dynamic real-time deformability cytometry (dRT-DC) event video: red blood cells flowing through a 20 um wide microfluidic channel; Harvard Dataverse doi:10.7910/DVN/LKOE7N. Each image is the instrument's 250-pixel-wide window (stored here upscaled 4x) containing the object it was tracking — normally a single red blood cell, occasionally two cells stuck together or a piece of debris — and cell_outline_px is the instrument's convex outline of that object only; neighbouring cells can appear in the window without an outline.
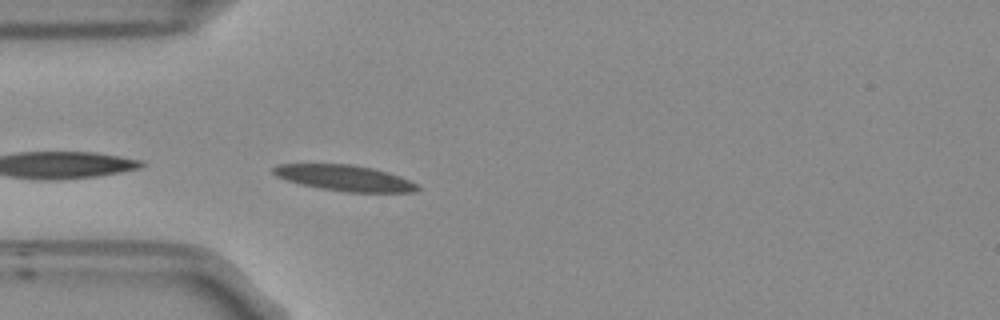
{"species": "Egyptian fruit bat (a non-hibernating species)", "species_latin": "Rousettus aegyptiacus", "temperature_condition": "room temperature", "stored_images_in_passage": 28, "camera_frame_rate_fps": 3000, "um_per_image_px": 0.085, "frame": {"image": 1, "passage_image": 1, "time_ms": 0.0, "image_size_px": [1000, 320], "cell_outline_px": [[420, 188], [412, 192], [348, 192], [320, 188], [300, 184], [276, 176], [272, 172], [272, 168], [280, 164], [352, 164], [372, 168], [388, 172], [400, 176], [416, 184]], "centroid_in_image_um": [29.28, 15.12], "position_along_channel_um": 55.7, "area_um2": 21.5}, "authors_computed_cell_mechanics": {"area_um2": 21.2704, "velocity_mm_per_s": 3.6943, "shape_relaxation_time_tau1_ms": 7.7275, "shape_relaxation_time_tau2_ms": 2.9975, "deformation_change_tau1": 0.1794, "deformation_change_tau2": 0.0627}}